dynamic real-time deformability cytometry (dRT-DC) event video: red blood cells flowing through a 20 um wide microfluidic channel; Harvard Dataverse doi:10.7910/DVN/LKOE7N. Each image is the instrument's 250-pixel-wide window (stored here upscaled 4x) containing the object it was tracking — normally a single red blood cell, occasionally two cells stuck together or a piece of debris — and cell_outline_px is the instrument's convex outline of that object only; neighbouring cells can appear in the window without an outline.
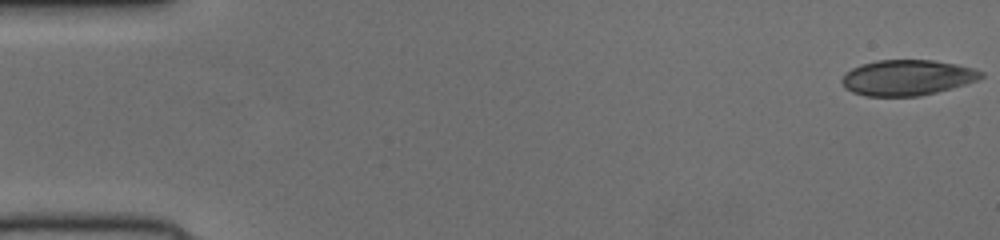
{"species": "human", "species_latin": "Homo sapiens", "temperature_condition": "cold", "stored_images_in_passage": 52, "camera_frame_rate_fps": 3000, "um_per_image_px": 0.085, "donor": {"sex": "female"}, "frame": {"image": 1, "passage_image": 1, "time_ms": 0.0, "image_size_px": [1000, 240], "cell_outline_px": [[984, 76], [976, 80], [964, 84], [936, 92], [916, 96], [868, 96], [852, 92], [840, 80], [852, 68], [876, 60], [932, 60], [956, 64], [972, 68], [984, 72]], "centroid_in_image_um": [77.13, 6.59], "position_along_channel_um": 7.9, "area_um2": 28.38}}
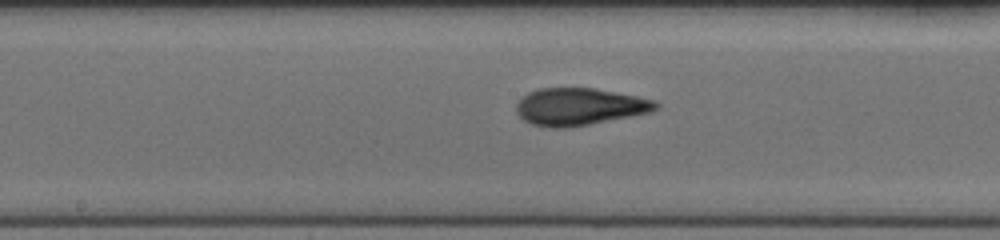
{"frame": {"image": 2, "passage_image": 27, "time_ms": 8.667, "image_size_px": [1000, 240], "cell_outline_px": [[660, 108], [652, 112], [568, 128], [556, 128], [532, 124], [524, 120], [516, 112], [516, 104], [528, 92], [540, 88], [592, 88], [636, 96], [652, 100], [660, 104]], "centroid_in_image_um": [49.26, 9.07], "position_along_channel_um": 198.9, "area_um2": 30.06}}
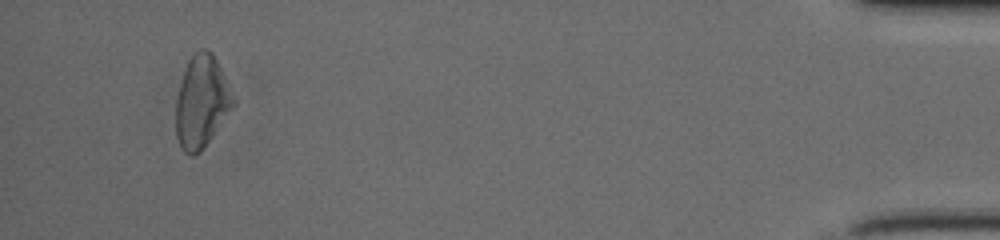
{"frame": {"image": 3, "passage_image": 49, "time_ms": 16.0, "image_size_px": [1000, 240], "cell_outline_px": [[236, 104], [200, 152], [192, 156], [184, 152], [180, 148], [176, 136], [176, 100], [180, 84], [188, 60], [200, 48], [208, 48], [212, 52], [236, 100]], "centroid_in_image_um": [17.13, 8.66], "position_along_channel_um": 418.1, "area_um2": 30.63}}